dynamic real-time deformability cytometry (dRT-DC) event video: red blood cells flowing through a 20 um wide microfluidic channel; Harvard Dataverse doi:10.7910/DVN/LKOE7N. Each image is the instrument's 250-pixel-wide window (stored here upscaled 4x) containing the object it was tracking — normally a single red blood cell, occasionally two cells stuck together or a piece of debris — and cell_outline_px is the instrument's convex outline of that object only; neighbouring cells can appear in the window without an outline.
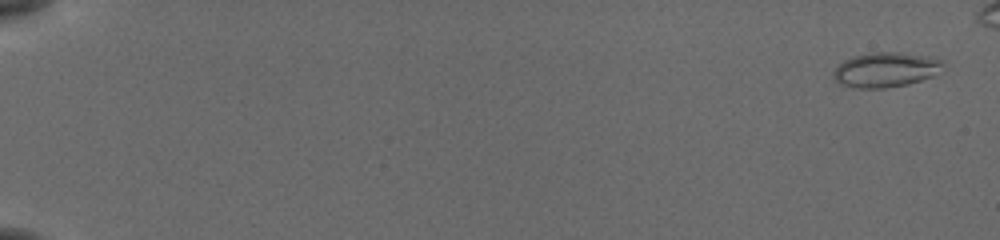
{"species": "common noctule bat (a hibernating species)", "species_latin": "Nyctalus noctula", "temperature_condition": "cold", "stored_images_in_passage": 5, "camera_frame_rate_fps": 3000, "um_per_image_px": 0.085, "animal": {"sex": "female", "body_mass_g": 19.5, "forearm_length_mm": 54.1}, "frame": {"image": 1, "passage_image": 1, "time_ms": 0.0, "image_size_px": [1000, 240], "cell_outline_px": [[944, 64], [936, 76], [908, 84], [884, 88], [852, 88], [840, 84], [832, 76], [832, 72], [844, 60], [852, 56], [868, 52], [900, 52], [932, 56], [944, 60]], "centroid_in_image_um": [75.31, 5.92], "position_along_channel_um": 9.7, "area_um2": 22.72}}